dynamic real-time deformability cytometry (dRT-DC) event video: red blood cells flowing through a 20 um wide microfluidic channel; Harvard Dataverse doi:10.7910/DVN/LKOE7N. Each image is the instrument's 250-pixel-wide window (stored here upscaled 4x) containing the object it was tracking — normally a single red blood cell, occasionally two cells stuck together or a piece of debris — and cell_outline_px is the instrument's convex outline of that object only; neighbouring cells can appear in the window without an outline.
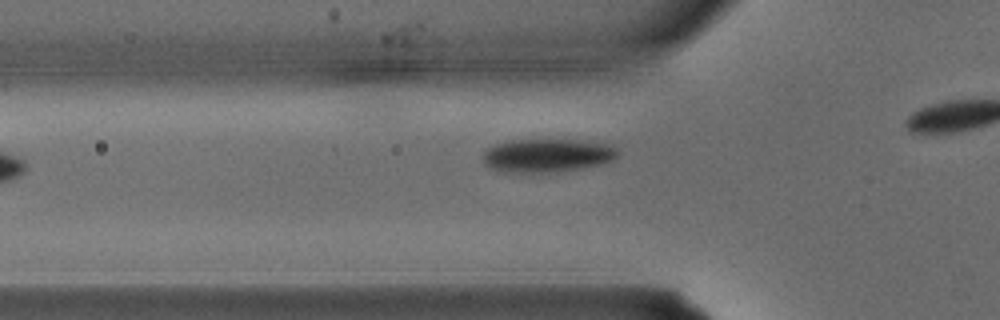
{"species": "common noctule bat (a hibernating species)", "species_latin": "Nyctalus noctula", "temperature_condition": "warm", "stored_images_in_passage": 6, "camera_frame_rate_fps": 3000, "um_per_image_px": 0.085, "animal": {"sex": "male", "body_mass_g": 15.6}, "frame": {"image": 1, "passage_image": 4, "time_ms": 1.0, "image_size_px": [1000, 320], "cell_outline_px": [[616, 156], [612, 160], [600, 164], [584, 168], [556, 172], [496, 172], [484, 164], [484, 152], [488, 148], [496, 144], [508, 140], [600, 140], [616, 148]], "centroid_in_image_um": [46.51, 13.21], "position_along_channel_um": 79.3, "area_um2": 26.53}}
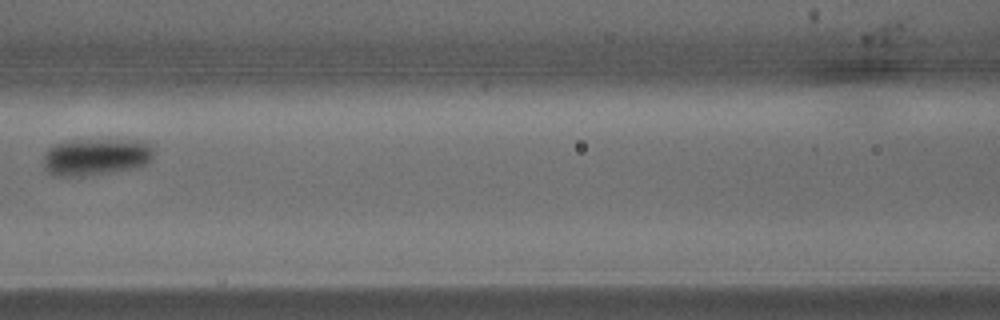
{"frame": {"image": 2, "passage_image": 6, "time_ms": 1.667, "image_size_px": [1000, 320], "cell_outline_px": [[152, 160], [136, 168], [76, 176], [56, 176], [48, 172], [44, 168], [44, 152], [52, 144], [64, 140], [144, 140], [152, 144]], "centroid_in_image_um": [8.13, 13.3], "position_along_channel_um": 158.5, "area_um2": 23.93}}